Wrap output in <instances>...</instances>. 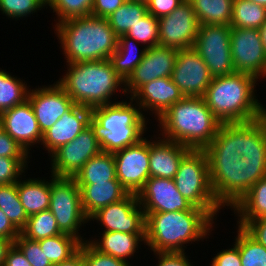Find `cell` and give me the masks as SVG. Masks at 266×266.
<instances>
[{"instance_id":"22","label":"cell","mask_w":266,"mask_h":266,"mask_svg":"<svg viewBox=\"0 0 266 266\" xmlns=\"http://www.w3.org/2000/svg\"><path fill=\"white\" fill-rule=\"evenodd\" d=\"M131 98L140 109L152 111L159 119L173 104L182 100L184 95L171 77H164L142 85Z\"/></svg>"},{"instance_id":"38","label":"cell","mask_w":266,"mask_h":266,"mask_svg":"<svg viewBox=\"0 0 266 266\" xmlns=\"http://www.w3.org/2000/svg\"><path fill=\"white\" fill-rule=\"evenodd\" d=\"M235 244L238 246L241 266H266V248L238 226Z\"/></svg>"},{"instance_id":"55","label":"cell","mask_w":266,"mask_h":266,"mask_svg":"<svg viewBox=\"0 0 266 266\" xmlns=\"http://www.w3.org/2000/svg\"><path fill=\"white\" fill-rule=\"evenodd\" d=\"M259 33H260V38H261L262 44H263L265 52H266V21L260 27Z\"/></svg>"},{"instance_id":"54","label":"cell","mask_w":266,"mask_h":266,"mask_svg":"<svg viewBox=\"0 0 266 266\" xmlns=\"http://www.w3.org/2000/svg\"><path fill=\"white\" fill-rule=\"evenodd\" d=\"M13 242L7 238H0V266L4 265L6 254Z\"/></svg>"},{"instance_id":"46","label":"cell","mask_w":266,"mask_h":266,"mask_svg":"<svg viewBox=\"0 0 266 266\" xmlns=\"http://www.w3.org/2000/svg\"><path fill=\"white\" fill-rule=\"evenodd\" d=\"M27 152L8 133L0 131V156L3 157H29Z\"/></svg>"},{"instance_id":"37","label":"cell","mask_w":266,"mask_h":266,"mask_svg":"<svg viewBox=\"0 0 266 266\" xmlns=\"http://www.w3.org/2000/svg\"><path fill=\"white\" fill-rule=\"evenodd\" d=\"M61 233L56 218L49 209L28 216L27 224L21 231L24 237L33 241L53 237Z\"/></svg>"},{"instance_id":"29","label":"cell","mask_w":266,"mask_h":266,"mask_svg":"<svg viewBox=\"0 0 266 266\" xmlns=\"http://www.w3.org/2000/svg\"><path fill=\"white\" fill-rule=\"evenodd\" d=\"M73 178L77 184H95V182L118 180L114 154L102 151L89 159Z\"/></svg>"},{"instance_id":"41","label":"cell","mask_w":266,"mask_h":266,"mask_svg":"<svg viewBox=\"0 0 266 266\" xmlns=\"http://www.w3.org/2000/svg\"><path fill=\"white\" fill-rule=\"evenodd\" d=\"M44 6L46 0H0L2 14L17 20L41 10Z\"/></svg>"},{"instance_id":"50","label":"cell","mask_w":266,"mask_h":266,"mask_svg":"<svg viewBox=\"0 0 266 266\" xmlns=\"http://www.w3.org/2000/svg\"><path fill=\"white\" fill-rule=\"evenodd\" d=\"M157 266H193L185 255L186 252H158Z\"/></svg>"},{"instance_id":"27","label":"cell","mask_w":266,"mask_h":266,"mask_svg":"<svg viewBox=\"0 0 266 266\" xmlns=\"http://www.w3.org/2000/svg\"><path fill=\"white\" fill-rule=\"evenodd\" d=\"M17 192L27 216L49 209L51 180L20 179L17 182Z\"/></svg>"},{"instance_id":"3","label":"cell","mask_w":266,"mask_h":266,"mask_svg":"<svg viewBox=\"0 0 266 266\" xmlns=\"http://www.w3.org/2000/svg\"><path fill=\"white\" fill-rule=\"evenodd\" d=\"M257 78L244 72L212 77L203 99L223 123H244L266 114L255 96Z\"/></svg>"},{"instance_id":"1","label":"cell","mask_w":266,"mask_h":266,"mask_svg":"<svg viewBox=\"0 0 266 266\" xmlns=\"http://www.w3.org/2000/svg\"><path fill=\"white\" fill-rule=\"evenodd\" d=\"M208 159L210 184L222 207L233 208L248 190L266 176V160H247L234 148V123H223L203 149ZM226 205V206H225Z\"/></svg>"},{"instance_id":"44","label":"cell","mask_w":266,"mask_h":266,"mask_svg":"<svg viewBox=\"0 0 266 266\" xmlns=\"http://www.w3.org/2000/svg\"><path fill=\"white\" fill-rule=\"evenodd\" d=\"M82 254L84 266H131L130 262L98 252L87 241L82 242Z\"/></svg>"},{"instance_id":"2","label":"cell","mask_w":266,"mask_h":266,"mask_svg":"<svg viewBox=\"0 0 266 266\" xmlns=\"http://www.w3.org/2000/svg\"><path fill=\"white\" fill-rule=\"evenodd\" d=\"M145 216V243L154 253L184 252V244L210 235L214 223L206 210L194 206L190 210L145 213Z\"/></svg>"},{"instance_id":"49","label":"cell","mask_w":266,"mask_h":266,"mask_svg":"<svg viewBox=\"0 0 266 266\" xmlns=\"http://www.w3.org/2000/svg\"><path fill=\"white\" fill-rule=\"evenodd\" d=\"M126 0H94L91 15L106 19L116 11Z\"/></svg>"},{"instance_id":"19","label":"cell","mask_w":266,"mask_h":266,"mask_svg":"<svg viewBox=\"0 0 266 266\" xmlns=\"http://www.w3.org/2000/svg\"><path fill=\"white\" fill-rule=\"evenodd\" d=\"M137 196L145 213L183 211L193 207L177 190L174 179L150 177Z\"/></svg>"},{"instance_id":"40","label":"cell","mask_w":266,"mask_h":266,"mask_svg":"<svg viewBox=\"0 0 266 266\" xmlns=\"http://www.w3.org/2000/svg\"><path fill=\"white\" fill-rule=\"evenodd\" d=\"M127 37L133 38L136 43L147 44L144 47L151 48L159 45V23L158 18L147 14L135 25L131 26L126 33Z\"/></svg>"},{"instance_id":"25","label":"cell","mask_w":266,"mask_h":266,"mask_svg":"<svg viewBox=\"0 0 266 266\" xmlns=\"http://www.w3.org/2000/svg\"><path fill=\"white\" fill-rule=\"evenodd\" d=\"M77 185L80 189L82 209L88 219L99 209L122 200L128 194L118 180Z\"/></svg>"},{"instance_id":"39","label":"cell","mask_w":266,"mask_h":266,"mask_svg":"<svg viewBox=\"0 0 266 266\" xmlns=\"http://www.w3.org/2000/svg\"><path fill=\"white\" fill-rule=\"evenodd\" d=\"M94 0H46L53 13L57 14L58 21H66L71 18H80L91 15Z\"/></svg>"},{"instance_id":"30","label":"cell","mask_w":266,"mask_h":266,"mask_svg":"<svg viewBox=\"0 0 266 266\" xmlns=\"http://www.w3.org/2000/svg\"><path fill=\"white\" fill-rule=\"evenodd\" d=\"M201 25H230L234 0H188Z\"/></svg>"},{"instance_id":"51","label":"cell","mask_w":266,"mask_h":266,"mask_svg":"<svg viewBox=\"0 0 266 266\" xmlns=\"http://www.w3.org/2000/svg\"><path fill=\"white\" fill-rule=\"evenodd\" d=\"M21 232L11 223L8 217L0 210V238H7L13 243Z\"/></svg>"},{"instance_id":"23","label":"cell","mask_w":266,"mask_h":266,"mask_svg":"<svg viewBox=\"0 0 266 266\" xmlns=\"http://www.w3.org/2000/svg\"><path fill=\"white\" fill-rule=\"evenodd\" d=\"M158 139L149 140L150 177L174 179L180 162L191 148L165 138Z\"/></svg>"},{"instance_id":"15","label":"cell","mask_w":266,"mask_h":266,"mask_svg":"<svg viewBox=\"0 0 266 266\" xmlns=\"http://www.w3.org/2000/svg\"><path fill=\"white\" fill-rule=\"evenodd\" d=\"M113 154L116 178L128 193L138 194L150 178L148 139L144 137L137 144Z\"/></svg>"},{"instance_id":"47","label":"cell","mask_w":266,"mask_h":266,"mask_svg":"<svg viewBox=\"0 0 266 266\" xmlns=\"http://www.w3.org/2000/svg\"><path fill=\"white\" fill-rule=\"evenodd\" d=\"M185 0H149L147 10L156 18L171 14Z\"/></svg>"},{"instance_id":"43","label":"cell","mask_w":266,"mask_h":266,"mask_svg":"<svg viewBox=\"0 0 266 266\" xmlns=\"http://www.w3.org/2000/svg\"><path fill=\"white\" fill-rule=\"evenodd\" d=\"M14 244L21 250L31 266H52L46 255L40 248L38 241L27 239L20 234Z\"/></svg>"},{"instance_id":"31","label":"cell","mask_w":266,"mask_h":266,"mask_svg":"<svg viewBox=\"0 0 266 266\" xmlns=\"http://www.w3.org/2000/svg\"><path fill=\"white\" fill-rule=\"evenodd\" d=\"M238 220H254L266 216V176L257 181L232 208Z\"/></svg>"},{"instance_id":"20","label":"cell","mask_w":266,"mask_h":266,"mask_svg":"<svg viewBox=\"0 0 266 266\" xmlns=\"http://www.w3.org/2000/svg\"><path fill=\"white\" fill-rule=\"evenodd\" d=\"M1 115L2 130L8 133L27 152L30 153V146L41 142L43 134L28 100L1 112Z\"/></svg>"},{"instance_id":"18","label":"cell","mask_w":266,"mask_h":266,"mask_svg":"<svg viewBox=\"0 0 266 266\" xmlns=\"http://www.w3.org/2000/svg\"><path fill=\"white\" fill-rule=\"evenodd\" d=\"M27 100L32 106L42 134L75 105L58 82L30 89Z\"/></svg>"},{"instance_id":"35","label":"cell","mask_w":266,"mask_h":266,"mask_svg":"<svg viewBox=\"0 0 266 266\" xmlns=\"http://www.w3.org/2000/svg\"><path fill=\"white\" fill-rule=\"evenodd\" d=\"M27 83L0 69V112L24 103L28 98Z\"/></svg>"},{"instance_id":"10","label":"cell","mask_w":266,"mask_h":266,"mask_svg":"<svg viewBox=\"0 0 266 266\" xmlns=\"http://www.w3.org/2000/svg\"><path fill=\"white\" fill-rule=\"evenodd\" d=\"M230 25H201L193 49L208 66L212 77L235 73L231 57Z\"/></svg>"},{"instance_id":"6","label":"cell","mask_w":266,"mask_h":266,"mask_svg":"<svg viewBox=\"0 0 266 266\" xmlns=\"http://www.w3.org/2000/svg\"><path fill=\"white\" fill-rule=\"evenodd\" d=\"M67 65L69 67L66 75L57 82L79 106L92 109L112 104L111 97L115 95L117 89L119 91V88L125 85V82L116 74L109 59Z\"/></svg>"},{"instance_id":"53","label":"cell","mask_w":266,"mask_h":266,"mask_svg":"<svg viewBox=\"0 0 266 266\" xmlns=\"http://www.w3.org/2000/svg\"><path fill=\"white\" fill-rule=\"evenodd\" d=\"M52 266H84L82 243L80 245L79 250L73 256L63 262L52 264Z\"/></svg>"},{"instance_id":"17","label":"cell","mask_w":266,"mask_h":266,"mask_svg":"<svg viewBox=\"0 0 266 266\" xmlns=\"http://www.w3.org/2000/svg\"><path fill=\"white\" fill-rule=\"evenodd\" d=\"M178 50L166 46L147 48L140 64L125 81L123 93L132 96L142 85L158 78L171 77Z\"/></svg>"},{"instance_id":"57","label":"cell","mask_w":266,"mask_h":266,"mask_svg":"<svg viewBox=\"0 0 266 266\" xmlns=\"http://www.w3.org/2000/svg\"><path fill=\"white\" fill-rule=\"evenodd\" d=\"M131 1L147 3L149 0H131Z\"/></svg>"},{"instance_id":"5","label":"cell","mask_w":266,"mask_h":266,"mask_svg":"<svg viewBox=\"0 0 266 266\" xmlns=\"http://www.w3.org/2000/svg\"><path fill=\"white\" fill-rule=\"evenodd\" d=\"M158 121L161 135L165 139L191 149L208 146L221 126L203 97H184L173 104Z\"/></svg>"},{"instance_id":"32","label":"cell","mask_w":266,"mask_h":266,"mask_svg":"<svg viewBox=\"0 0 266 266\" xmlns=\"http://www.w3.org/2000/svg\"><path fill=\"white\" fill-rule=\"evenodd\" d=\"M148 14L147 5L143 2L126 0L106 19L117 37L126 35L131 26L135 25Z\"/></svg>"},{"instance_id":"42","label":"cell","mask_w":266,"mask_h":266,"mask_svg":"<svg viewBox=\"0 0 266 266\" xmlns=\"http://www.w3.org/2000/svg\"><path fill=\"white\" fill-rule=\"evenodd\" d=\"M28 158L0 156V185L17 183L28 168Z\"/></svg>"},{"instance_id":"24","label":"cell","mask_w":266,"mask_h":266,"mask_svg":"<svg viewBox=\"0 0 266 266\" xmlns=\"http://www.w3.org/2000/svg\"><path fill=\"white\" fill-rule=\"evenodd\" d=\"M234 148L242 159L266 160V114L244 123H234Z\"/></svg>"},{"instance_id":"52","label":"cell","mask_w":266,"mask_h":266,"mask_svg":"<svg viewBox=\"0 0 266 266\" xmlns=\"http://www.w3.org/2000/svg\"><path fill=\"white\" fill-rule=\"evenodd\" d=\"M4 266H31L21 250L13 243L6 254Z\"/></svg>"},{"instance_id":"56","label":"cell","mask_w":266,"mask_h":266,"mask_svg":"<svg viewBox=\"0 0 266 266\" xmlns=\"http://www.w3.org/2000/svg\"><path fill=\"white\" fill-rule=\"evenodd\" d=\"M258 5L266 7V0H250Z\"/></svg>"},{"instance_id":"21","label":"cell","mask_w":266,"mask_h":266,"mask_svg":"<svg viewBox=\"0 0 266 266\" xmlns=\"http://www.w3.org/2000/svg\"><path fill=\"white\" fill-rule=\"evenodd\" d=\"M91 109L75 104L42 135L41 145L51 155L62 145L74 140L91 124Z\"/></svg>"},{"instance_id":"48","label":"cell","mask_w":266,"mask_h":266,"mask_svg":"<svg viewBox=\"0 0 266 266\" xmlns=\"http://www.w3.org/2000/svg\"><path fill=\"white\" fill-rule=\"evenodd\" d=\"M211 266H241L238 246L234 244L233 248L218 252L217 255L212 258Z\"/></svg>"},{"instance_id":"11","label":"cell","mask_w":266,"mask_h":266,"mask_svg":"<svg viewBox=\"0 0 266 266\" xmlns=\"http://www.w3.org/2000/svg\"><path fill=\"white\" fill-rule=\"evenodd\" d=\"M102 152L96 127L91 123L74 140L51 155V173L56 177H74L83 165Z\"/></svg>"},{"instance_id":"36","label":"cell","mask_w":266,"mask_h":266,"mask_svg":"<svg viewBox=\"0 0 266 266\" xmlns=\"http://www.w3.org/2000/svg\"><path fill=\"white\" fill-rule=\"evenodd\" d=\"M0 210L20 232L25 228L28 216L17 192V183L0 185Z\"/></svg>"},{"instance_id":"8","label":"cell","mask_w":266,"mask_h":266,"mask_svg":"<svg viewBox=\"0 0 266 266\" xmlns=\"http://www.w3.org/2000/svg\"><path fill=\"white\" fill-rule=\"evenodd\" d=\"M174 180L177 190L194 207L206 210L213 218L222 209L211 189L208 159L203 149H191L183 157Z\"/></svg>"},{"instance_id":"9","label":"cell","mask_w":266,"mask_h":266,"mask_svg":"<svg viewBox=\"0 0 266 266\" xmlns=\"http://www.w3.org/2000/svg\"><path fill=\"white\" fill-rule=\"evenodd\" d=\"M51 192L49 210L56 218L59 230L82 239L78 231L80 226L89 221L81 204L80 189L73 177H56L51 174Z\"/></svg>"},{"instance_id":"4","label":"cell","mask_w":266,"mask_h":266,"mask_svg":"<svg viewBox=\"0 0 266 266\" xmlns=\"http://www.w3.org/2000/svg\"><path fill=\"white\" fill-rule=\"evenodd\" d=\"M53 28L68 64L106 60L117 48L118 37L107 19L101 17L71 18Z\"/></svg>"},{"instance_id":"28","label":"cell","mask_w":266,"mask_h":266,"mask_svg":"<svg viewBox=\"0 0 266 266\" xmlns=\"http://www.w3.org/2000/svg\"><path fill=\"white\" fill-rule=\"evenodd\" d=\"M135 42L136 41L133 38L127 37L126 35L118 37L117 48L109 58V61L112 64L116 74L124 82L140 64L147 50L146 47H143V49L140 50L141 52H138V47L136 46L137 44H135ZM133 51L134 53H132Z\"/></svg>"},{"instance_id":"7","label":"cell","mask_w":266,"mask_h":266,"mask_svg":"<svg viewBox=\"0 0 266 266\" xmlns=\"http://www.w3.org/2000/svg\"><path fill=\"white\" fill-rule=\"evenodd\" d=\"M131 101V102H130ZM113 102L91 109V122L96 127L103 152L114 153L133 146L144 137L147 122L134 100Z\"/></svg>"},{"instance_id":"58","label":"cell","mask_w":266,"mask_h":266,"mask_svg":"<svg viewBox=\"0 0 266 266\" xmlns=\"http://www.w3.org/2000/svg\"><path fill=\"white\" fill-rule=\"evenodd\" d=\"M2 130V115H1V112H0V131Z\"/></svg>"},{"instance_id":"34","label":"cell","mask_w":266,"mask_h":266,"mask_svg":"<svg viewBox=\"0 0 266 266\" xmlns=\"http://www.w3.org/2000/svg\"><path fill=\"white\" fill-rule=\"evenodd\" d=\"M266 21V7L250 0H234L231 27L260 29Z\"/></svg>"},{"instance_id":"26","label":"cell","mask_w":266,"mask_h":266,"mask_svg":"<svg viewBox=\"0 0 266 266\" xmlns=\"http://www.w3.org/2000/svg\"><path fill=\"white\" fill-rule=\"evenodd\" d=\"M145 243V234H129L123 232H103L101 239L87 241L94 249L117 259L126 260L134 256L138 250L139 242Z\"/></svg>"},{"instance_id":"13","label":"cell","mask_w":266,"mask_h":266,"mask_svg":"<svg viewBox=\"0 0 266 266\" xmlns=\"http://www.w3.org/2000/svg\"><path fill=\"white\" fill-rule=\"evenodd\" d=\"M101 222L103 232L145 234L146 216L135 193H128L122 200L99 209L89 220Z\"/></svg>"},{"instance_id":"14","label":"cell","mask_w":266,"mask_h":266,"mask_svg":"<svg viewBox=\"0 0 266 266\" xmlns=\"http://www.w3.org/2000/svg\"><path fill=\"white\" fill-rule=\"evenodd\" d=\"M158 23L159 45L177 50L193 47L200 24L188 0L171 14L158 18Z\"/></svg>"},{"instance_id":"12","label":"cell","mask_w":266,"mask_h":266,"mask_svg":"<svg viewBox=\"0 0 266 266\" xmlns=\"http://www.w3.org/2000/svg\"><path fill=\"white\" fill-rule=\"evenodd\" d=\"M231 57L235 72L266 77V52L258 29L231 27Z\"/></svg>"},{"instance_id":"33","label":"cell","mask_w":266,"mask_h":266,"mask_svg":"<svg viewBox=\"0 0 266 266\" xmlns=\"http://www.w3.org/2000/svg\"><path fill=\"white\" fill-rule=\"evenodd\" d=\"M41 250L51 264H57L69 259L80 248L81 241L69 234L59 235L38 240Z\"/></svg>"},{"instance_id":"45","label":"cell","mask_w":266,"mask_h":266,"mask_svg":"<svg viewBox=\"0 0 266 266\" xmlns=\"http://www.w3.org/2000/svg\"><path fill=\"white\" fill-rule=\"evenodd\" d=\"M237 223L255 241L266 248V216L254 220H239Z\"/></svg>"},{"instance_id":"16","label":"cell","mask_w":266,"mask_h":266,"mask_svg":"<svg viewBox=\"0 0 266 266\" xmlns=\"http://www.w3.org/2000/svg\"><path fill=\"white\" fill-rule=\"evenodd\" d=\"M171 79L184 97H203L212 76L200 55L188 48L178 50Z\"/></svg>"}]
</instances>
